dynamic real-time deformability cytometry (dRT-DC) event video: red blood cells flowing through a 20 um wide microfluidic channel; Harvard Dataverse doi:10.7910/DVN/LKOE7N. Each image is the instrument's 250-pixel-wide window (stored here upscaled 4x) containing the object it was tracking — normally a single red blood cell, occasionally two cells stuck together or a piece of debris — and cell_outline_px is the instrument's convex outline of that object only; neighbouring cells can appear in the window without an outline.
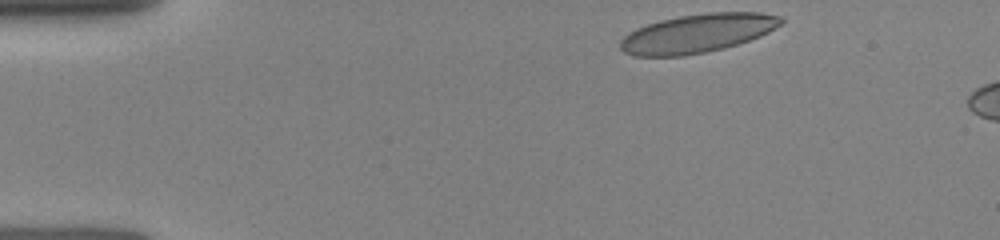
{"species": "human", "species_latin": "Homo sapiens", "temperature_condition": "room temperature", "stored_images_in_passage": 6, "camera_frame_rate_fps": 3000, "um_per_image_px": 0.085, "donor": {"sex": "female"}, "frame": {"image": 1, "passage_image": 1, "time_ms": 0.0, "image_size_px": [1000, 240], "cell_outline_px": [[784, 20], [780, 24], [768, 32], [760, 36], [724, 48], [684, 56], [632, 56], [624, 52], [620, 48], [620, 40], [628, 32], [636, 28], [660, 20], [680, 16], [708, 12], [760, 12], [780, 16]], "centroid_in_image_um": [59.25, 2.83], "position_along_channel_um": 25.8, "area_um2": 36.13}}